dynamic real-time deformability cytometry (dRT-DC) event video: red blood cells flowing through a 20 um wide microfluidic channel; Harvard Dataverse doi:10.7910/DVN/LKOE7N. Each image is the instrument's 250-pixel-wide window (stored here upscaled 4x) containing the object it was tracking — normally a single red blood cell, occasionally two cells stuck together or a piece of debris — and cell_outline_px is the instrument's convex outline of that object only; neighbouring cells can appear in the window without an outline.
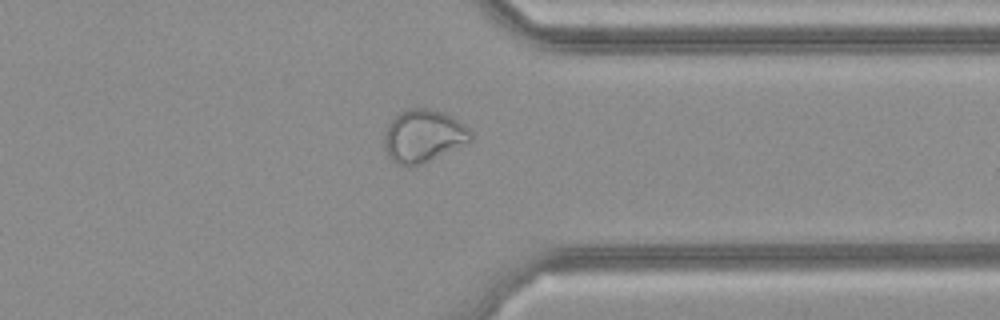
{"species": "common noctule bat (a hibernating species)", "species_latin": "Nyctalus noctula", "temperature_condition": "cold", "stored_images_in_passage": 28, "camera_frame_rate_fps": 3000, "um_per_image_px": 0.085, "animal": {"sex": "female", "body_mass_g": 21.9}, "frame": {"image": 1, "passage_image": 20, "time_ms": 6.333, "image_size_px": [1000, 320], "cell_outline_px": [[472, 140], [468, 144], [412, 168], [396, 164], [388, 156], [384, 148], [384, 136], [388, 124], [400, 112], [412, 108], [428, 108], [444, 112], [452, 116], [468, 128], [472, 132]], "centroid_in_image_um": [36.0, 11.59], "position_along_channel_um": 375.4, "area_um2": 26.88}}